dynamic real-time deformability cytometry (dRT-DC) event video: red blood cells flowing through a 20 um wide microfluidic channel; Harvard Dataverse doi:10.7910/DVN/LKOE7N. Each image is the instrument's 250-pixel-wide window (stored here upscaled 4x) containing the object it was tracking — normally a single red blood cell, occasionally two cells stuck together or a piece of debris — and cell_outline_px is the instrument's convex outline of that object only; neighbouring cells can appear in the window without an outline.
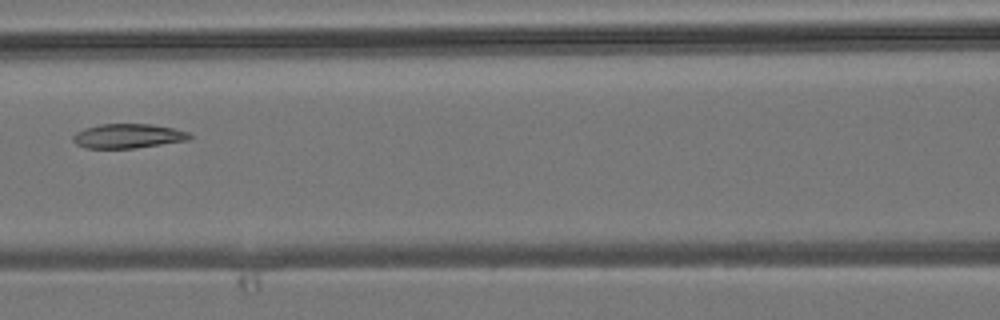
{"species": "common noctule bat (a hibernating species)", "species_latin": "Nyctalus noctula", "temperature_condition": "room temperature", "stored_images_in_passage": 8, "camera_frame_rate_fps": 3000, "um_per_image_px": 0.085, "animal": {"sex": "male", "body_mass_g": 19.2, "forearm_length_mm": 51.8}, "frame": {"image": 1, "passage_image": 8, "time_ms": 8.0, "image_size_px": [1000, 320], "cell_outline_px": [[192, 136], [188, 140], [132, 148], [84, 148], [76, 144], [72, 140], [72, 136], [76, 132], [84, 128], [100, 124], [152, 124], [172, 128], [188, 132]], "centroid_in_image_um": [10.83, 11.55], "position_along_channel_um": 155.8, "area_um2": 16.47}}